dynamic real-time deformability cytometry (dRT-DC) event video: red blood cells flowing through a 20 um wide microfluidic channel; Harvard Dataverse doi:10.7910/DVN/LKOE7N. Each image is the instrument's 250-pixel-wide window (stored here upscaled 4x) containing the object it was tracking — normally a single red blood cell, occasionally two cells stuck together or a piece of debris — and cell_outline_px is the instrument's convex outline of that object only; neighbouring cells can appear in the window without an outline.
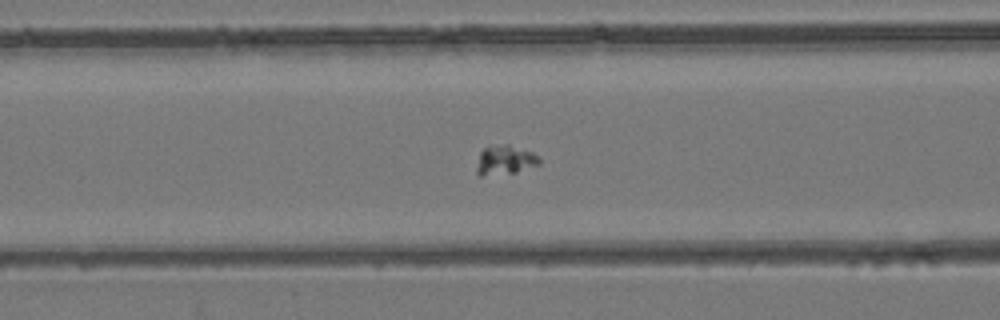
{"species": "common noctule bat (a hibernating species)", "species_latin": "Nyctalus noctula", "temperature_condition": "room temperature", "stored_images_in_passage": 21, "camera_frame_rate_fps": 3000, "um_per_image_px": 0.085, "animal": {"sex": "female", "body_mass_g": 24.6, "forearm_length_mm": 56.2}, "frame": {"image": 1, "passage_image": 10, "time_ms": 3.0, "image_size_px": [1000, 320], "cell_outline_px": [[540, 164], [516, 172], [480, 176], [476, 172], [476, 168], [480, 152], [488, 144], [508, 144], [532, 152], [540, 160]], "centroid_in_image_um": [42.88, 13.58], "position_along_channel_um": 123.7, "area_um2": 10.75}}
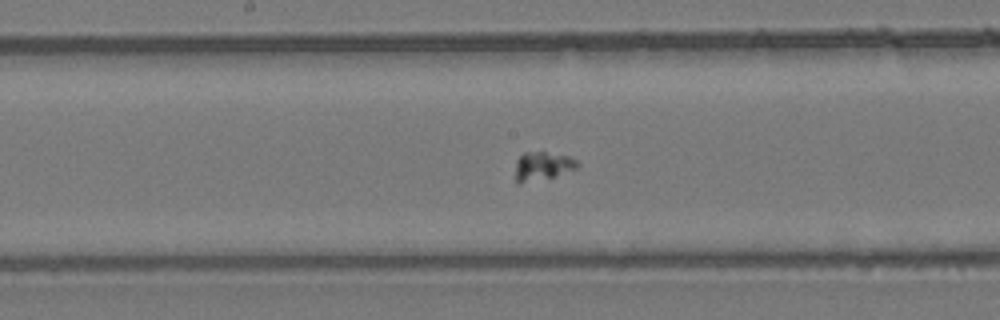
{"frame": {"image": 2, "passage_image": 16, "time_ms": 5.0, "image_size_px": [1000, 320], "cell_outline_px": [[580, 164], [576, 168], [556, 176], [520, 184], [516, 184], [516, 160], [524, 152], [544, 152], [568, 156], [576, 160]], "centroid_in_image_um": [46.09, 14.13], "position_along_channel_um": 202.1, "area_um2": 10.29}}
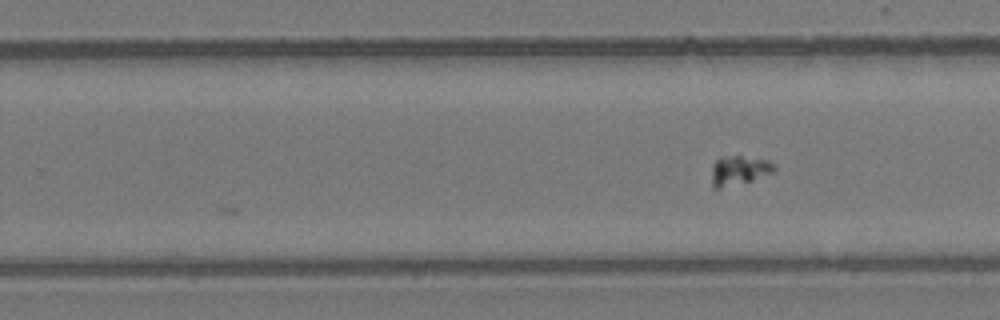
{"frame": {"image": 3, "passage_image": 21, "time_ms": 6.667, "image_size_px": [1000, 320], "cell_outline_px": [[776, 172], [752, 180], [720, 188], [712, 188], [712, 164], [720, 156], [740, 156], [768, 160], [776, 168]], "centroid_in_image_um": [62.81, 14.47], "position_along_channel_um": 267.0, "area_um2": 10.69}}